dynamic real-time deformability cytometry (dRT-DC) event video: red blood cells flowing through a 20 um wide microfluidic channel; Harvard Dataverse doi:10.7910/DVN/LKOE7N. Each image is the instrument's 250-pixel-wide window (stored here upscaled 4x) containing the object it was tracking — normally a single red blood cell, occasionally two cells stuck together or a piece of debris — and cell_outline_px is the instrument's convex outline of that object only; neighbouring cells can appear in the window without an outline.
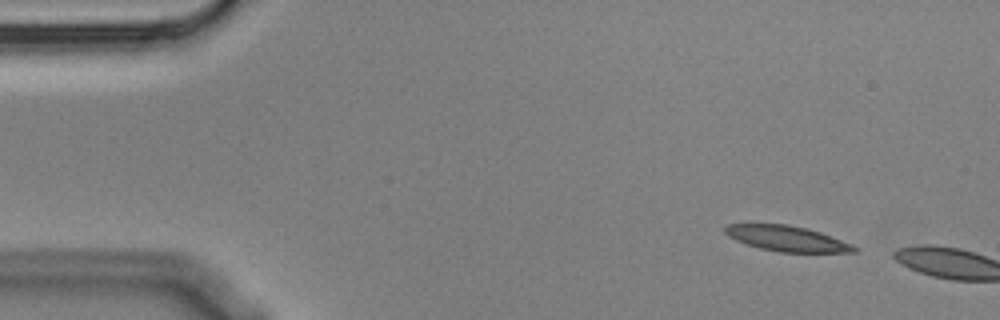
{"species": "Egyptian fruit bat (a non-hibernating species)", "species_latin": "Rousettus aegyptiacus", "temperature_condition": "cold", "stored_images_in_passage": 2, "camera_frame_rate_fps": 3000, "um_per_image_px": 0.085, "animal": {"sex": "male"}, "frame": {"image": 1, "passage_image": 1, "time_ms": 0.0, "image_size_px": [1000, 320], "cell_outline_px": [[860, 248], [856, 252], [776, 252], [760, 248], [736, 240], [728, 236], [724, 232], [724, 228], [728, 224], [788, 224], [820, 232], [852, 244]], "centroid_in_image_um": [66.9, 20.28], "position_along_channel_um": 18.1, "area_um2": 19.02}}